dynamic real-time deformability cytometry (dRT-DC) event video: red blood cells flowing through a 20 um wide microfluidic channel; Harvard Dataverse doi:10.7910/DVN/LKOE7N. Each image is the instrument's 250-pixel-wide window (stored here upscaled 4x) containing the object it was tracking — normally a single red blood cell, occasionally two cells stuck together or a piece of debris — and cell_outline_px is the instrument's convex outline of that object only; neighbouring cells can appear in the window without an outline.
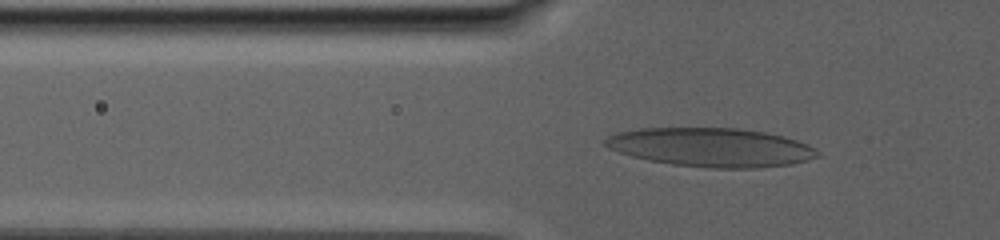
{"species": "human", "species_latin": "Homo sapiens", "temperature_condition": "warm", "stored_images_in_passage": 82, "camera_frame_rate_fps": 3000, "um_per_image_px": 0.085, "donor": {"sex": "male"}, "frame": {"image": 1, "passage_image": 30, "time_ms": 9.667, "image_size_px": [1000, 240], "cell_outline_px": [[824, 156], [792, 164], [760, 168], [712, 168], [672, 164], [648, 160], [632, 156], [608, 148], [604, 144], [604, 140], [608, 136], [616, 132], [640, 128], [736, 128], [764, 132], [784, 136], [796, 140], [812, 148]], "centroid_in_image_um": [60.44, 12.52], "position_along_channel_um": 65.4, "area_um2": 48.03}}
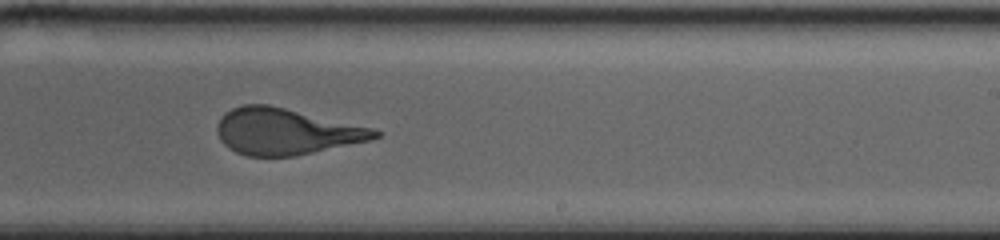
{"frame": {"image": 2, "passage_image": 49, "time_ms": 17.667, "image_size_px": [1000, 240], "cell_outline_px": [[380, 136], [372, 140], [296, 156], [248, 156], [236, 152], [228, 148], [220, 140], [216, 132], [216, 124], [224, 112], [232, 108], [244, 104], [268, 104], [372, 128], [380, 132]], "centroid_in_image_um": [24.26, 11.18], "position_along_channel_um": 264.7, "area_um2": 42.54}}
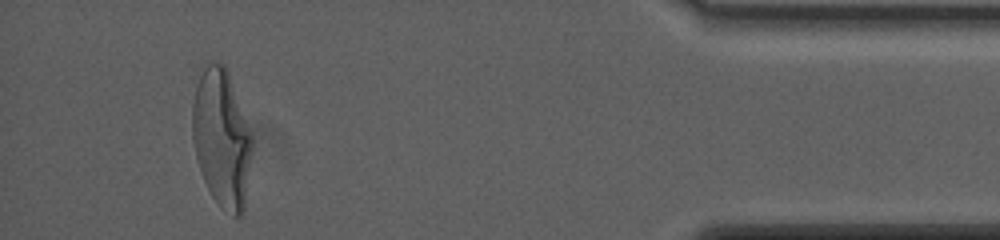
{"frame": {"image": 3, "passage_image": 76, "time_ms": 25.333, "image_size_px": [1000, 240], "cell_outline_px": [[252, 152], [244, 208], [240, 216], [232, 216], [220, 208], [212, 196], [200, 172], [196, 156], [192, 136], [192, 104], [196, 88], [204, 64], [208, 60], [216, 60], [224, 64], [228, 72], [252, 132]], "centroid_in_image_um": [18.84, 11.73], "position_along_channel_um": 416.4, "area_um2": 48.32}, "authors_computed_cell_mechanics": {"area_um2": 46.2978, "velocity_mm_per_s": 2.6033, "shape_relaxation_time_tau1_ms": 9.1291, "shape_relaxation_time_tau2_ms": null, "deformation_change_tau1": 0.2612, "deformation_change_tau2": null}}